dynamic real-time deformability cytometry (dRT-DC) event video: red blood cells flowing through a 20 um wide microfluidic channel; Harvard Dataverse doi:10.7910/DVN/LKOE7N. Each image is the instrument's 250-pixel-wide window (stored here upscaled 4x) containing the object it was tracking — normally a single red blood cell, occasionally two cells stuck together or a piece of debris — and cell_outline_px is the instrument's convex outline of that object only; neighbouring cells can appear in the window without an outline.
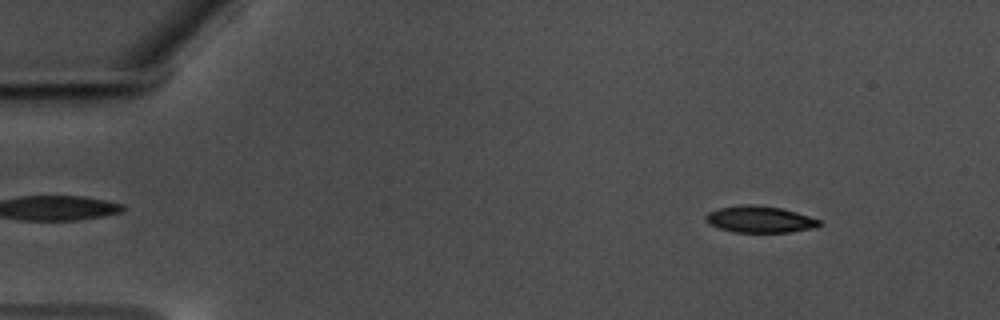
{"species": "common noctule bat (a hibernating species)", "species_latin": "Nyctalus noctula", "temperature_condition": "warm", "stored_images_in_passage": 58, "camera_frame_rate_fps": 3000, "um_per_image_px": 0.085, "animal": {"sex": "male", "body_mass_g": 17.5, "forearm_length_mm": 52.3}, "frame": {"image": 1, "passage_image": 7, "time_ms": 2.0, "image_size_px": [1000, 320], "cell_outline_px": [[820, 224], [816, 228], [788, 232], [732, 232], [708, 224], [704, 220], [704, 216], [708, 212], [720, 208], [744, 204], [752, 204], [780, 208], [796, 212], [820, 220]], "centroid_in_image_um": [64.54, 18.65], "position_along_channel_um": 20.5, "area_um2": 17.57}}
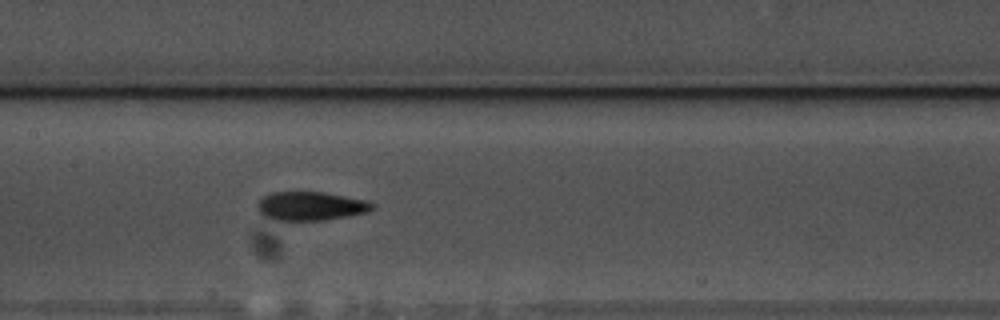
{"frame": {"image": 2, "passage_image": 29, "time_ms": 9.333, "image_size_px": [1000, 320], "cell_outline_px": [[372, 208], [368, 212], [348, 216], [324, 220], [272, 220], [264, 216], [256, 208], [256, 204], [264, 196], [272, 192], [324, 192], [368, 200], [372, 204]], "centroid_in_image_um": [26.38, 17.51], "position_along_channel_um": 181.0, "area_um2": 19.25}}
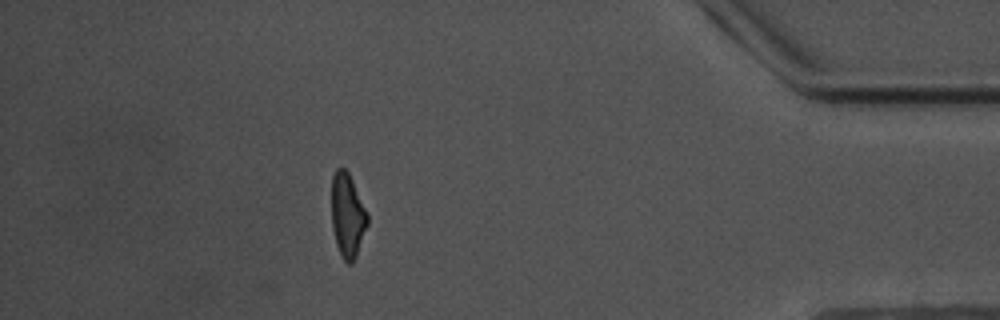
{"frame": {"image": 3, "passage_image": 52, "time_ms": 17.0, "image_size_px": [1000, 320], "cell_outline_px": [[368, 224], [356, 256], [352, 264], [348, 264], [344, 260], [336, 244], [332, 228], [332, 176], [336, 168], [344, 168], [348, 172], [352, 180], [368, 216]], "centroid_in_image_um": [29.53, 18.32], "position_along_channel_um": 405.7, "area_um2": 17.34}}